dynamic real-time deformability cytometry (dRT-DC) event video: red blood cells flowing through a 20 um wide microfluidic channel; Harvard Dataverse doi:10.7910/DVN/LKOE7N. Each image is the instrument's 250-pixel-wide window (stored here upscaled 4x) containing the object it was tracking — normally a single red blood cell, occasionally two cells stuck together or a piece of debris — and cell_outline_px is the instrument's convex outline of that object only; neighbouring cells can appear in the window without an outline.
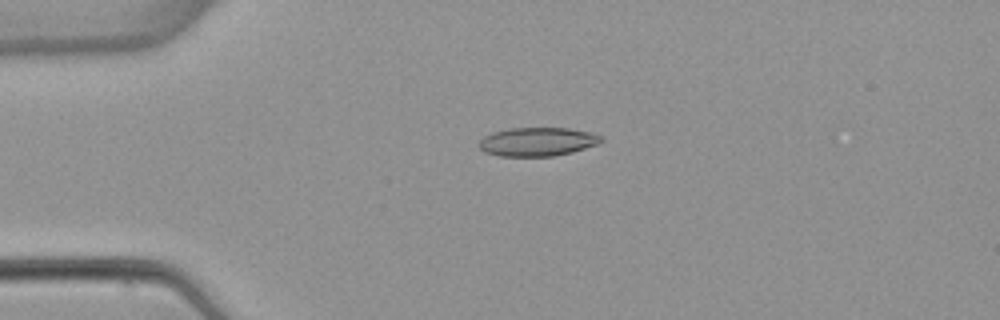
{"species": "common noctule bat (a hibernating species)", "species_latin": "Nyctalus noctula", "temperature_condition": "warm", "stored_images_in_passage": 5, "camera_frame_rate_fps": 3000, "um_per_image_px": 0.085, "animal": {"sex": "female", "body_mass_g": 22.7, "forearm_length_mm": 54.2}, "frame": {"image": 1, "passage_image": 3, "time_ms": 2.333, "image_size_px": [1000, 320], "cell_outline_px": [[604, 140], [600, 144], [572, 152], [552, 156], [500, 156], [484, 152], [476, 144], [484, 136], [492, 132], [508, 128], [568, 128], [592, 132], [600, 136]], "centroid_in_image_um": [45.68, 12.04], "position_along_channel_um": 39.3, "area_um2": 20.63}}
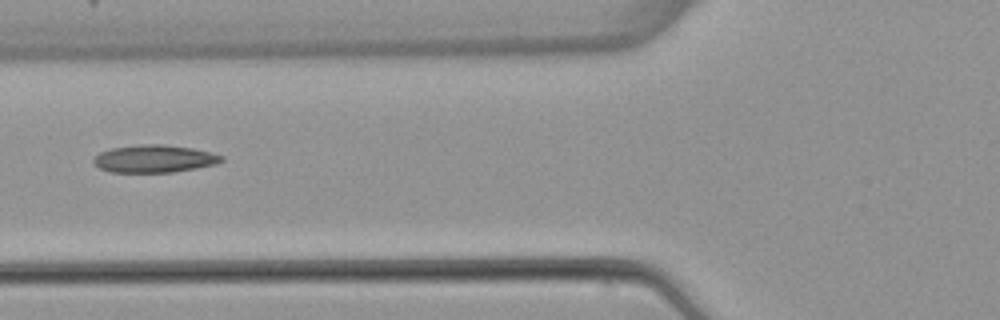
{"frame": {"image": 2, "passage_image": 5, "time_ms": 5.0, "image_size_px": [1000, 320], "cell_outline_px": [[224, 160], [216, 164], [196, 168], [172, 172], [108, 172], [92, 164], [92, 160], [100, 152], [112, 148], [140, 144], [164, 144], [192, 148], [224, 156]], "centroid_in_image_um": [13.09, 13.49], "position_along_channel_um": 112.7, "area_um2": 20.58}}